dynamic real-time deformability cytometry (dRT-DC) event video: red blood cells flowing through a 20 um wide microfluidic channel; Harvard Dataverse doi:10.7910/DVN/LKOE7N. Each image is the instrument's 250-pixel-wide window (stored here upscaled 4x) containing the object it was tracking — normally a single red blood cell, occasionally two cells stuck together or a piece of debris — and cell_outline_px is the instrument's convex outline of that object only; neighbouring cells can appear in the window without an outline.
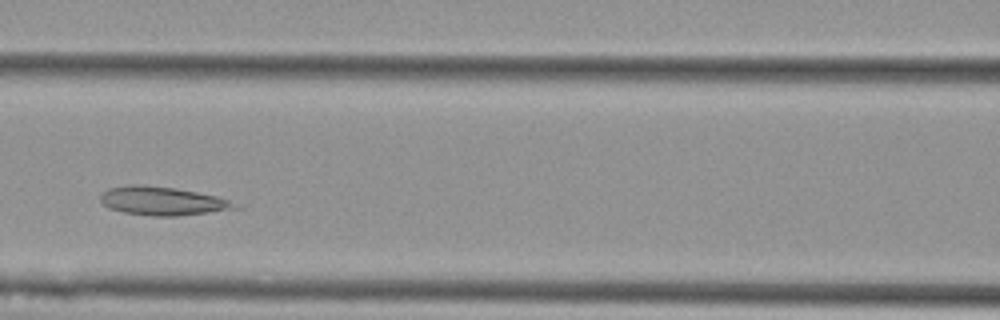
{"species": "Egyptian fruit bat (a non-hibernating species)", "species_latin": "Rousettus aegyptiacus", "temperature_condition": "cold", "stored_images_in_passage": 4, "camera_frame_rate_fps": 3000, "um_per_image_px": 0.085, "animal": {"sex": "female"}, "frame": {"image": 1, "passage_image": 4, "time_ms": 1.0, "image_size_px": [1000, 320], "cell_outline_px": [[244, 208], [176, 216], [152, 216], [124, 212], [108, 208], [100, 200], [100, 196], [108, 188], [128, 184], [140, 184], [176, 188], [216, 196], [240, 204]], "centroid_in_image_um": [13.84, 17.08], "position_along_channel_um": 152.8, "area_um2": 22.54}}